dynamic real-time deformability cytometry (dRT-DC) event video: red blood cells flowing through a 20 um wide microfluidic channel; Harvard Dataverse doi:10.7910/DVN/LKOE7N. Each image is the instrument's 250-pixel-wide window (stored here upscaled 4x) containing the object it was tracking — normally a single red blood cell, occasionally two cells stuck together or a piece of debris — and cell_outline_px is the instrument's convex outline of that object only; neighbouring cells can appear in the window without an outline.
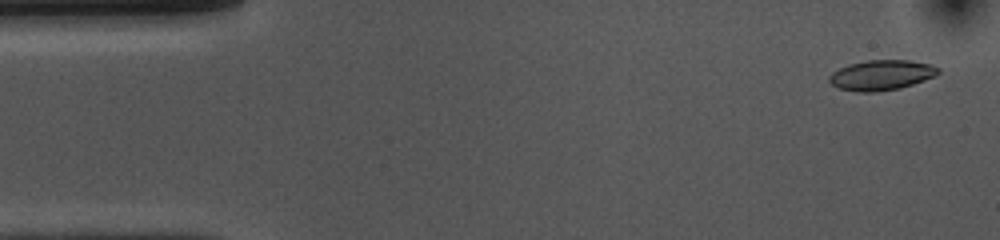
{"species": "common noctule bat (a hibernating species)", "species_latin": "Nyctalus noctula", "temperature_condition": "cold", "stored_images_in_passage": 53, "camera_frame_rate_fps": 3000, "um_per_image_px": 0.085, "animal": {"sex": "female", "body_mass_g": 10.0, "forearm_length_mm": 53.1}, "frame": {"image": 1, "passage_image": 2, "time_ms": 0.333, "image_size_px": [1000, 240], "cell_outline_px": [[940, 72], [936, 76], [900, 88], [876, 92], [860, 92], [840, 88], [832, 84], [828, 80], [828, 76], [832, 72], [848, 64], [868, 60], [908, 60], [928, 64], [940, 68]], "centroid_in_image_um": [74.92, 6.38], "position_along_channel_um": 10.1, "area_um2": 19.07}}
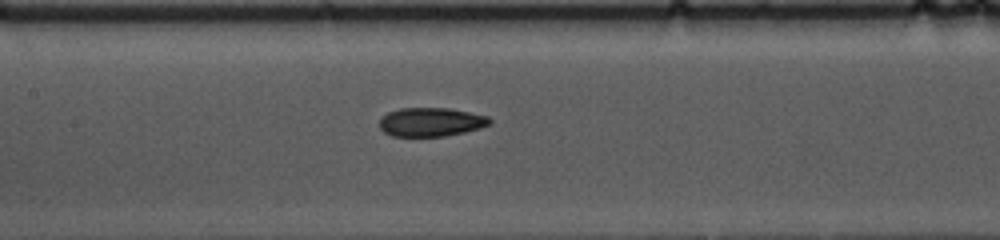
{"frame": {"image": 2, "passage_image": 23, "time_ms": 7.333, "image_size_px": [1000, 240], "cell_outline_px": [[492, 124], [480, 128], [464, 132], [444, 136], [392, 136], [384, 132], [380, 128], [380, 120], [388, 112], [400, 108], [452, 108], [488, 116], [492, 120]], "centroid_in_image_um": [36.67, 10.36], "position_along_channel_um": 170.7, "area_um2": 18.55}}
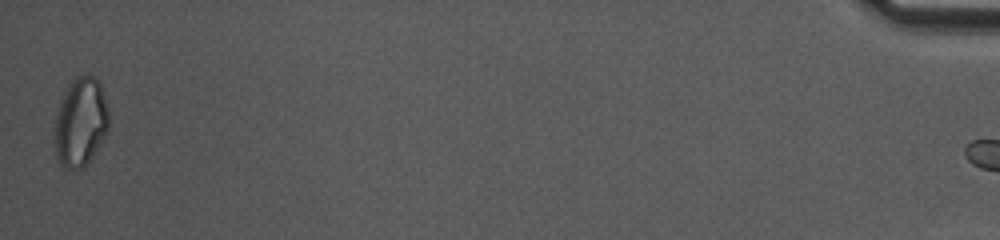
{"frame": {"image": 3, "passage_image": 52, "time_ms": 17.0, "image_size_px": [1000, 240], "cell_outline_px": [[108, 132], [88, 164], [80, 168], [60, 168], [56, 156], [52, 132], [56, 116], [60, 104], [72, 80], [76, 76], [88, 72], [96, 76], [100, 80], [108, 108]], "centroid_in_image_um": [6.85, 10.38], "position_along_channel_um": 428.4, "area_um2": 28.73}, "authors_computed_cell_mechanics": {"area_um2": 19.2474, "velocity_mm_per_s": 3.7116, "shape_relaxation_time_tau1_ms": 5.1404, "shape_relaxation_time_tau2_ms": 4.1065, "deformation_change_tau1": 0.1079, "deformation_change_tau2": 0.0847}}